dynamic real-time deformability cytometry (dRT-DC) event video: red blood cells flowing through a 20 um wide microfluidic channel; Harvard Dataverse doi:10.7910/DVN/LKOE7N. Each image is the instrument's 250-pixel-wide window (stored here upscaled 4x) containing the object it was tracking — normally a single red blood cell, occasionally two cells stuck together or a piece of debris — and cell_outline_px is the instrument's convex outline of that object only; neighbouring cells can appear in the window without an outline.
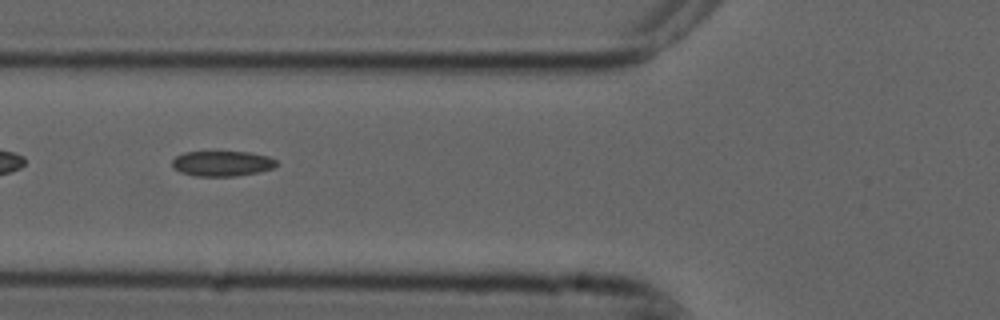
{"species": "common noctule bat (a hibernating species)", "species_latin": "Nyctalus noctula", "temperature_condition": "cold", "stored_images_in_passage": 10, "camera_frame_rate_fps": 3000, "um_per_image_px": 0.085, "animal": {"sex": "male", "forearm_length_mm": 52.5}, "frame": {"image": 1, "passage_image": 5, "time_ms": 1.333, "image_size_px": [1000, 320], "cell_outline_px": [[280, 164], [272, 168], [260, 172], [236, 176], [196, 176], [180, 172], [172, 168], [172, 160], [176, 156], [184, 152], [216, 148], [248, 152], [268, 156], [276, 160]], "centroid_in_image_um": [18.86, 13.84], "position_along_channel_um": 106.9, "area_um2": 16.42}}
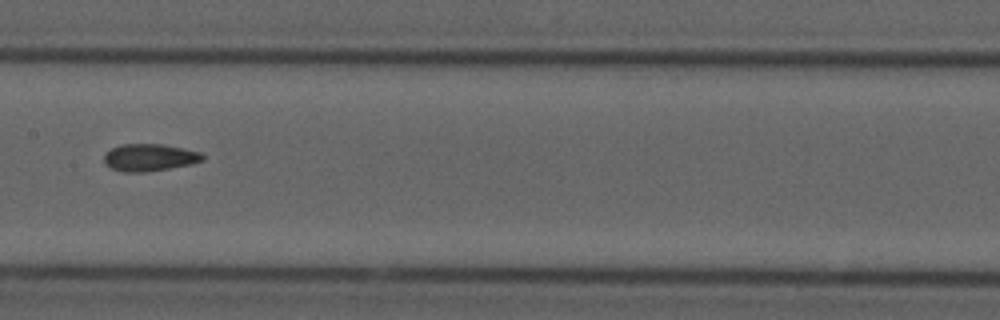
{"frame": {"image": 2, "passage_image": 7, "time_ms": 2.0, "image_size_px": [1000, 320], "cell_outline_px": [[204, 160], [192, 164], [148, 172], [124, 172], [112, 168], [104, 164], [104, 156], [112, 148], [120, 144], [164, 144], [200, 152], [204, 156]], "centroid_in_image_um": [12.72, 13.39], "position_along_channel_um": 194.7, "area_um2": 15.66}}
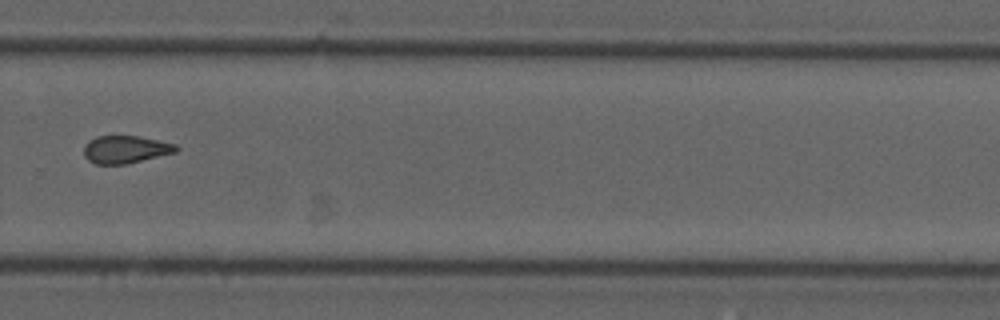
{"frame": {"image": 3, "passage_image": 10, "time_ms": 3.0, "image_size_px": [1000, 320], "cell_outline_px": [[180, 148], [176, 152], [124, 164], [96, 164], [88, 160], [84, 156], [84, 144], [88, 140], [96, 136], [136, 136], [176, 144]], "centroid_in_image_um": [10.63, 12.69], "position_along_channel_um": 319.2, "area_um2": 14.74}}